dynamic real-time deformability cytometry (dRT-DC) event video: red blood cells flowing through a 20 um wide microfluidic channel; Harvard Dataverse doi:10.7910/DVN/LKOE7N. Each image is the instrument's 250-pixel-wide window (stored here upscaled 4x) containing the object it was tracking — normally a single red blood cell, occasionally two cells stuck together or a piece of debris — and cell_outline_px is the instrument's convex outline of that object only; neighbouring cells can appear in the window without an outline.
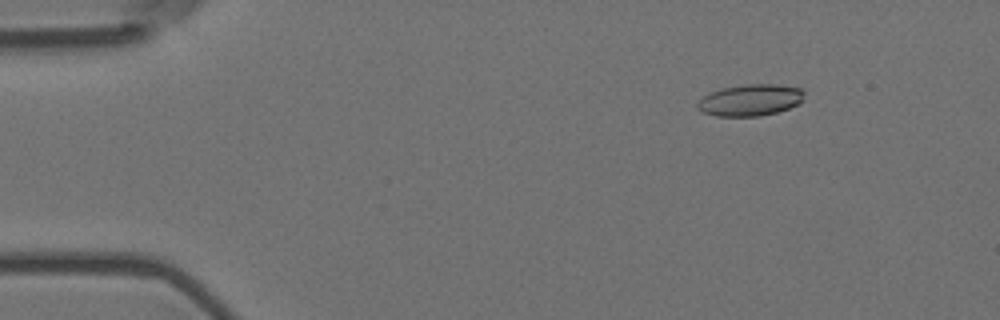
{"species": "Egyptian fruit bat (a non-hibernating species)", "species_latin": "Rousettus aegyptiacus", "temperature_condition": "room temperature", "stored_images_in_passage": 8, "camera_frame_rate_fps": 3000, "um_per_image_px": 0.085, "animal": {"sex": "female"}, "frame": {"image": 1, "passage_image": 2, "time_ms": 0.333, "image_size_px": [1000, 320], "cell_outline_px": [[804, 100], [800, 104], [776, 112], [760, 116], [716, 116], [704, 112], [696, 104], [708, 92], [720, 88], [744, 84], [776, 84], [800, 88], [804, 92]], "centroid_in_image_um": [63.8, 8.49], "position_along_channel_um": 21.2, "area_um2": 19.71}}
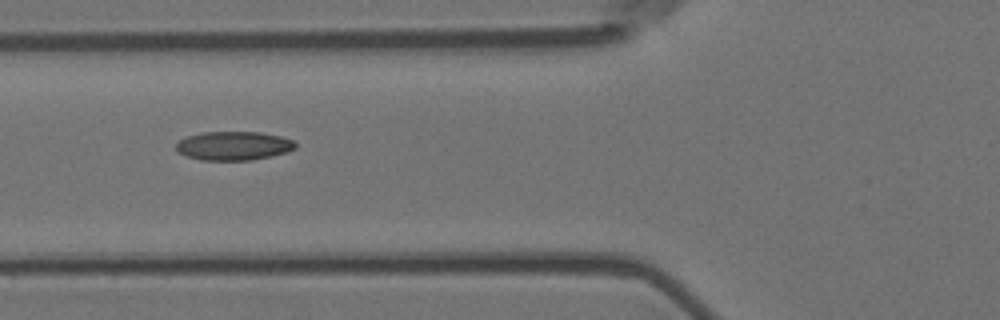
{"frame": {"image": 2, "passage_image": 6, "time_ms": 1.667, "image_size_px": [1000, 320], "cell_outline_px": [[296, 148], [284, 152], [252, 160], [200, 160], [184, 156], [176, 148], [176, 144], [180, 140], [188, 136], [200, 132], [260, 132], [280, 136], [292, 140], [296, 144]], "centroid_in_image_um": [19.82, 12.39], "position_along_channel_um": 106.0, "area_um2": 19.88}}
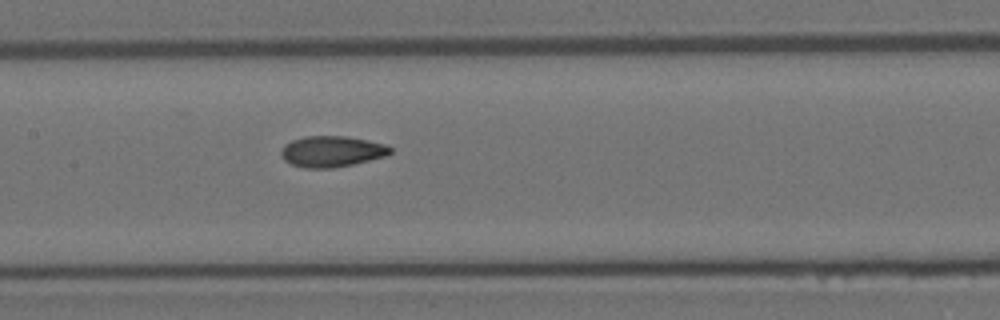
{"frame": {"image": 3, "passage_image": 8, "time_ms": 2.333, "image_size_px": [1000, 320], "cell_outline_px": [[392, 152], [388, 156], [352, 164], [332, 168], [304, 168], [292, 164], [284, 160], [280, 156], [280, 152], [284, 144], [292, 140], [304, 136], [344, 136], [368, 140], [384, 144], [392, 148]], "centroid_in_image_um": [28.19, 12.87], "position_along_channel_um": 179.2, "area_um2": 19.83}}